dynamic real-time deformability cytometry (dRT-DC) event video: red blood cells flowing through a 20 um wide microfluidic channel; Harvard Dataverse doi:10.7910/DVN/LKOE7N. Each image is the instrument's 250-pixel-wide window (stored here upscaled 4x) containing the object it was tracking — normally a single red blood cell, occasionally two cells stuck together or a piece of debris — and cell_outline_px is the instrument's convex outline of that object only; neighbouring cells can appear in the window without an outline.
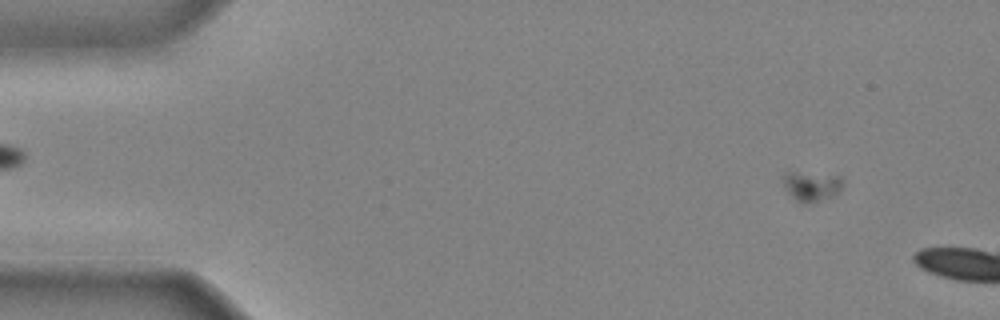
{"species": "common noctule bat (a hibernating species)", "species_latin": "Nyctalus noctula", "temperature_condition": "cold", "stored_images_in_passage": 9, "camera_frame_rate_fps": 3000, "um_per_image_px": 0.085, "animal": {"sex": "male", "body_mass_g": 20.4}, "frame": {"image": 1, "passage_image": 4, "time_ms": 1.0, "image_size_px": [1000, 320], "cell_outline_px": [[844, 180], [840, 188], [832, 196], [812, 204], [804, 204], [796, 200], [784, 188], [780, 176], [788, 172], [796, 172], [840, 176]], "centroid_in_image_um": [68.93, 15.83], "position_along_channel_um": 16.1, "area_um2": 10.4}}